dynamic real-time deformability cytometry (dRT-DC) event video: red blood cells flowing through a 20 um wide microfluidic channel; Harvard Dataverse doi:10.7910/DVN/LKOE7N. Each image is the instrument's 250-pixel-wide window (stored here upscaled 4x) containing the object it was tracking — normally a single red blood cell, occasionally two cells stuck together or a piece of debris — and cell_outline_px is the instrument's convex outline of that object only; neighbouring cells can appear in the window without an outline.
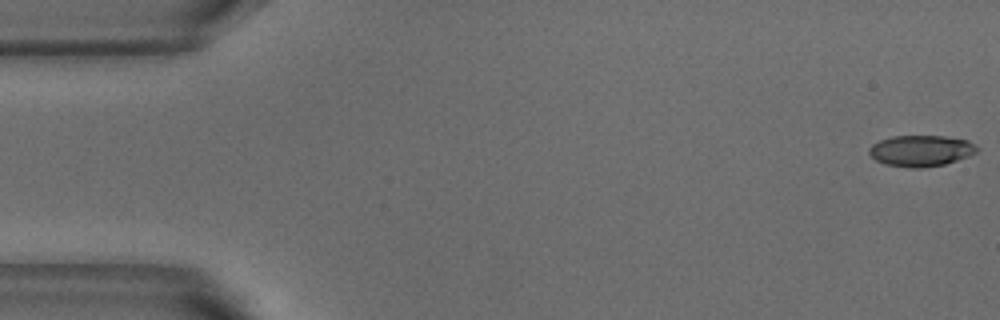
{"species": "common noctule bat (a hibernating species)", "species_latin": "Nyctalus noctula", "temperature_condition": "warm", "stored_images_in_passage": 53, "camera_frame_rate_fps": 3000, "um_per_image_px": 0.085, "animal": {"sex": "male", "body_mass_g": 18.8}, "frame": {"image": 1, "passage_image": 1, "time_ms": 0.0, "image_size_px": [1000, 320], "cell_outline_px": [[980, 148], [976, 152], [968, 156], [944, 164], [920, 168], [912, 168], [888, 164], [876, 160], [868, 152], [868, 148], [872, 144], [880, 140], [892, 136], [944, 136], [968, 140], [976, 144]], "centroid_in_image_um": [78.3, 12.8], "position_along_channel_um": 6.7, "area_um2": 19.48}}
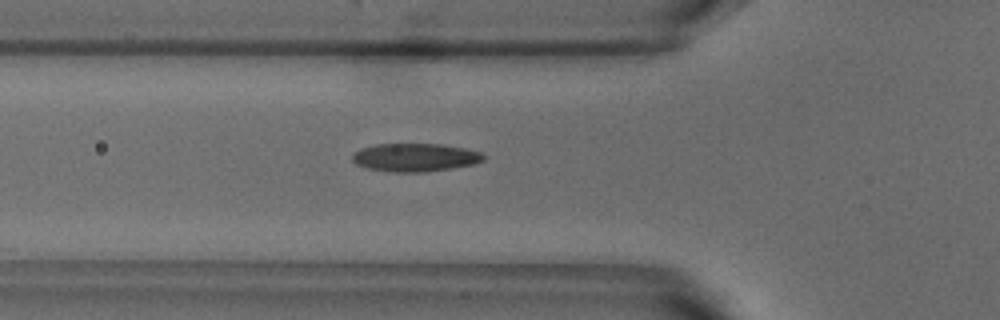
{"frame": {"image": 2, "passage_image": 18, "time_ms": 5.667, "image_size_px": [1000, 320], "cell_outline_px": [[484, 160], [472, 164], [452, 168], [424, 172], [392, 172], [364, 168], [356, 164], [352, 160], [352, 156], [360, 148], [376, 144], [440, 144], [464, 148], [480, 152], [484, 156]], "centroid_in_image_um": [35.24, 13.38], "position_along_channel_um": 90.6, "area_um2": 21.5}}
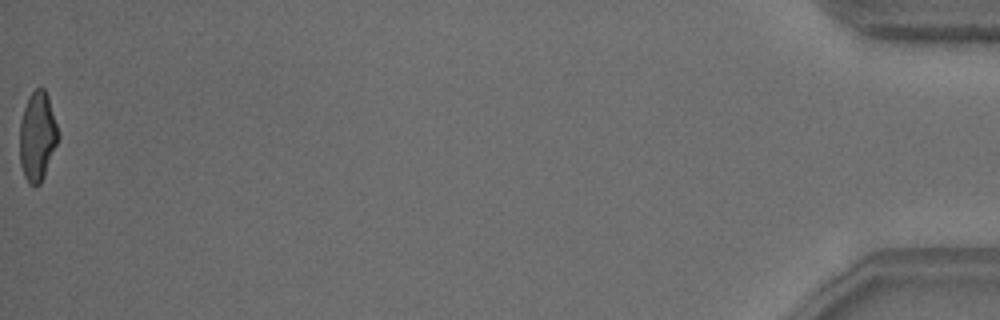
{"frame": {"image": 3, "passage_image": 53, "time_ms": 17.333, "image_size_px": [1000, 320], "cell_outline_px": [[60, 136], [44, 176], [40, 184], [36, 188], [28, 184], [24, 176], [20, 164], [20, 120], [28, 96], [36, 88], [44, 88], [48, 96]], "centroid_in_image_um": [3.17, 11.62], "position_along_channel_um": 432.0, "area_um2": 20.11}, "authors_computed_cell_mechanics": {"area_um2": 20.8658, "velocity_mm_per_s": 3.808, "shape_relaxation_time_tau1_ms": 5.3652, "shape_relaxation_time_tau2_ms": 1.3105, "deformation_change_tau1": 0.1905, "deformation_change_tau2": 0.081}}